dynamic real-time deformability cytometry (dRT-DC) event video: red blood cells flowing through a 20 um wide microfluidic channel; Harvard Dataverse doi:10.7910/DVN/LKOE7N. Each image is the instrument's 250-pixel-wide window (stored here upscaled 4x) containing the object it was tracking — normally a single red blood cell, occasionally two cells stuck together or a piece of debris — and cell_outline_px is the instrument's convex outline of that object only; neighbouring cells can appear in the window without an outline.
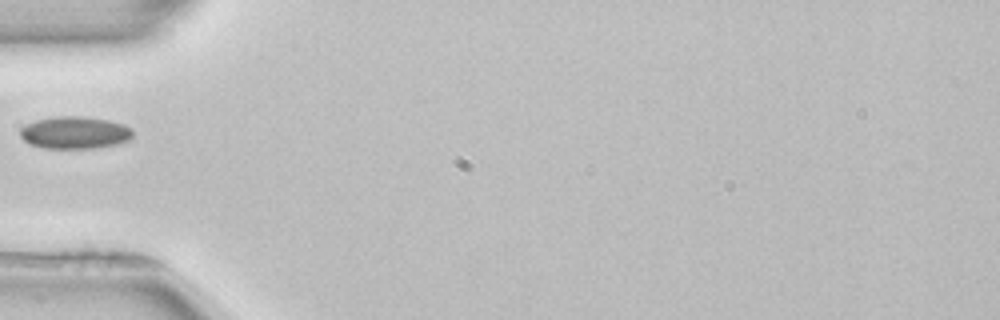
{"species": "common noctule bat (a hibernating species)", "species_latin": "Nyctalus noctula", "temperature_condition": "room temperature", "stored_images_in_passage": 33, "camera_frame_rate_fps": 3000, "um_per_image_px": 0.085, "animal": {"sex": "female", "body_mass_g": 22.7, "forearm_length_mm": 54.2}, "frame": {"image": 1, "passage_image": 1, "time_ms": 0.0, "image_size_px": [1000, 320], "cell_outline_px": [[132, 136], [128, 140], [112, 144], [92, 148], [44, 148], [28, 144], [20, 136], [20, 128], [24, 124], [36, 120], [56, 116], [80, 116], [108, 120], [124, 124], [132, 128]], "centroid_in_image_um": [6.3, 11.26], "position_along_channel_um": 78.7, "area_um2": 21.15}}